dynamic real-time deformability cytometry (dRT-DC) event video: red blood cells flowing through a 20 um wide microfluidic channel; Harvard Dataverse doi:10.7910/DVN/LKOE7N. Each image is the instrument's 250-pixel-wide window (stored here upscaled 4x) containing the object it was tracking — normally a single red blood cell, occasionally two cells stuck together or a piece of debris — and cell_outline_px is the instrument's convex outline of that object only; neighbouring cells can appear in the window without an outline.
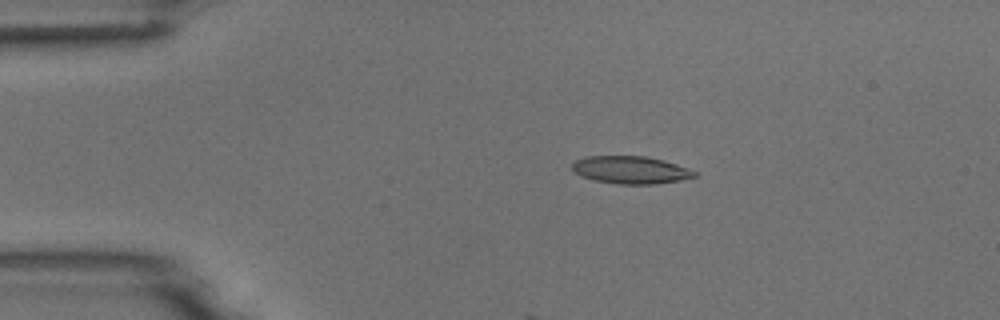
{"species": "common noctule bat (a hibernating species)", "species_latin": "Nyctalus noctula", "temperature_condition": "room temperature", "stored_images_in_passage": 7, "camera_frame_rate_fps": 3000, "um_per_image_px": 0.085, "animal": {"sex": "male", "body_mass_g": 18.8}, "frame": {"image": 1, "passage_image": 3, "time_ms": 2.333, "image_size_px": [1000, 320], "cell_outline_px": [[696, 176], [680, 180], [656, 184], [616, 184], [596, 180], [580, 176], [572, 168], [572, 164], [576, 160], [584, 156], [644, 156], [664, 160], [688, 168], [696, 172]], "centroid_in_image_um": [53.6, 14.44], "position_along_channel_um": 31.4, "area_um2": 19.59}}